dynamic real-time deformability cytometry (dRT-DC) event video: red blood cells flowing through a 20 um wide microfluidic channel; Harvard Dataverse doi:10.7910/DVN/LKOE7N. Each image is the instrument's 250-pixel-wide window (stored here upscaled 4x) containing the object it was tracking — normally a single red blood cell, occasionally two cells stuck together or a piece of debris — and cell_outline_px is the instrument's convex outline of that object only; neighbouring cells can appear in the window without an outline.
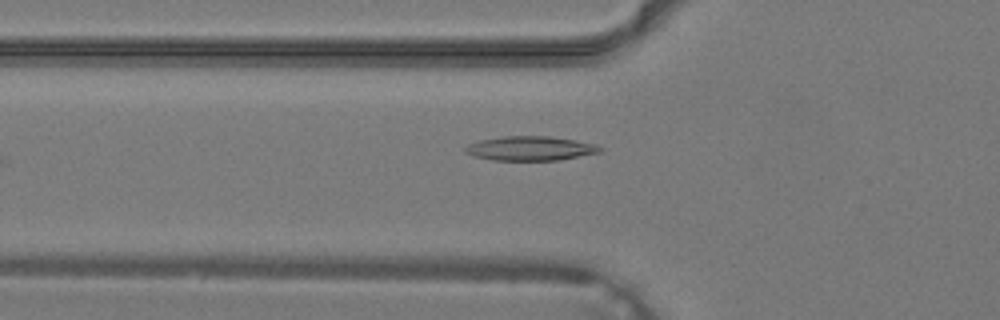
{"species": "common noctule bat (a hibernating species)", "species_latin": "Nyctalus noctula", "temperature_condition": "warm", "stored_images_in_passage": 29, "camera_frame_rate_fps": 3000, "um_per_image_px": 0.085, "animal": {"sex": "male", "body_mass_g": 19.2, "forearm_length_mm": 51.8}, "frame": {"image": 1, "passage_image": 4, "time_ms": 1.0, "image_size_px": [1000, 320], "cell_outline_px": [[604, 148], [600, 152], [560, 160], [492, 160], [472, 156], [464, 152], [464, 148], [468, 144], [480, 140], [504, 136], [548, 136], [576, 140], [596, 144]], "centroid_in_image_um": [45.07, 12.61], "position_along_channel_um": 80.7, "area_um2": 19.19}}
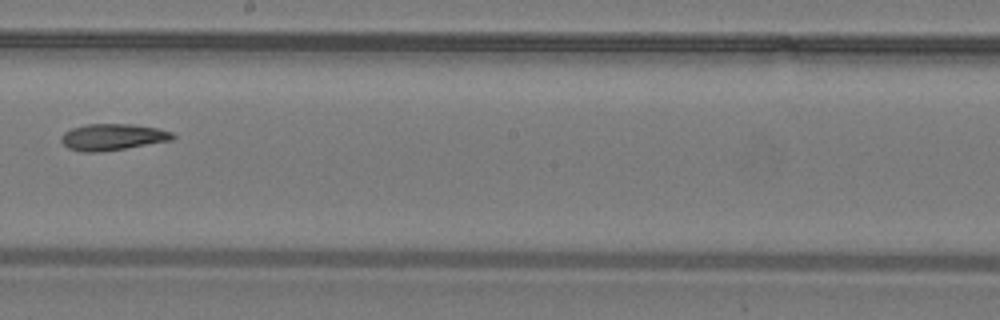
{"frame": {"image": 2, "passage_image": 13, "time_ms": 4.0, "image_size_px": [1000, 320], "cell_outline_px": [[176, 136], [172, 140], [100, 152], [84, 152], [68, 148], [60, 140], [60, 136], [64, 132], [72, 128], [84, 124], [132, 124], [156, 128], [172, 132]], "centroid_in_image_um": [9.54, 11.64], "position_along_channel_um": 238.7, "area_um2": 17.11}}
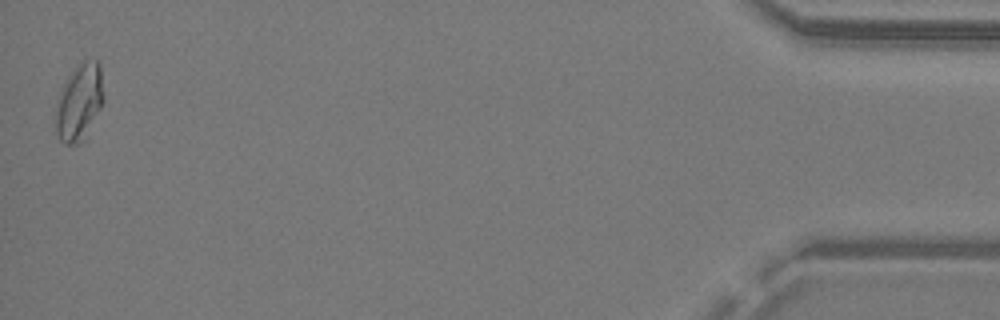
{"frame": {"image": 3, "passage_image": 29, "time_ms": 9.333, "image_size_px": [1000, 320], "cell_outline_px": [[104, 100], [88, 140], [76, 144], [64, 144], [60, 140], [56, 132], [56, 112], [60, 88], [68, 76], [84, 60], [96, 60], [100, 64], [104, 96]], "centroid_in_image_um": [6.77, 8.76], "position_along_channel_um": 428.4, "area_um2": 21.91}}